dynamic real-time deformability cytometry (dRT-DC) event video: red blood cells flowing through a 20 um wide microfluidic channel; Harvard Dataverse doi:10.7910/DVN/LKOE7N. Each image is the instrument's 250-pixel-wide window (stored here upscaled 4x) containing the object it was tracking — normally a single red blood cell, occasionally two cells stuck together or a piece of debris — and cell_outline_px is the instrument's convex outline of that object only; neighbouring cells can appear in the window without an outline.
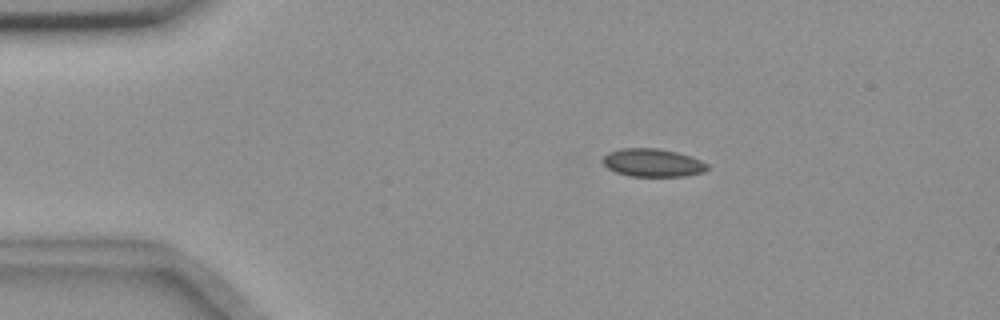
{"species": "common noctule bat (a hibernating species)", "species_latin": "Nyctalus noctula", "temperature_condition": "room temperature", "stored_images_in_passage": 55, "camera_frame_rate_fps": 3000, "um_per_image_px": 0.085, "animal": {"sex": "female", "body_mass_g": 18.4}, "frame": {"image": 1, "passage_image": 10, "time_ms": 3.0, "image_size_px": [1000, 320], "cell_outline_px": [[708, 168], [704, 172], [684, 176], [628, 176], [616, 172], [608, 168], [600, 160], [608, 152], [620, 148], [656, 148], [676, 152], [700, 160], [708, 164]], "centroid_in_image_um": [55.44, 13.83], "position_along_channel_um": 29.6, "area_um2": 17.05}}
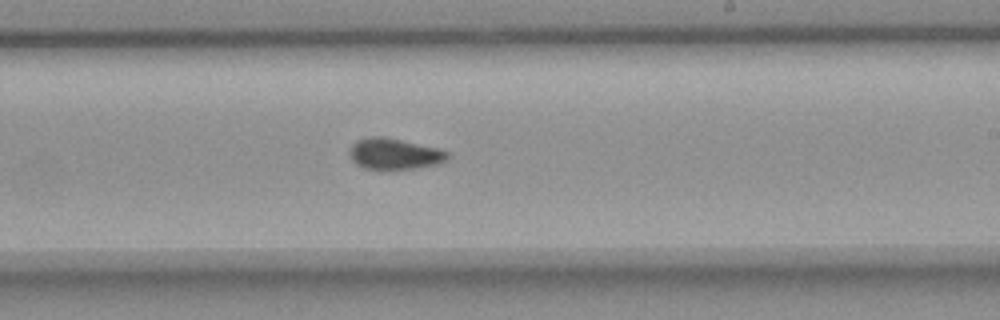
{"frame": {"image": 2, "passage_image": 33, "time_ms": 10.667, "image_size_px": [1000, 320], "cell_outline_px": [[448, 160], [436, 164], [416, 168], [388, 172], [364, 168], [356, 164], [352, 160], [348, 152], [352, 144], [356, 140], [372, 136], [384, 136], [440, 148], [448, 152]], "centroid_in_image_um": [33.5, 13.11], "position_along_channel_um": 255.5, "area_um2": 18.44}}
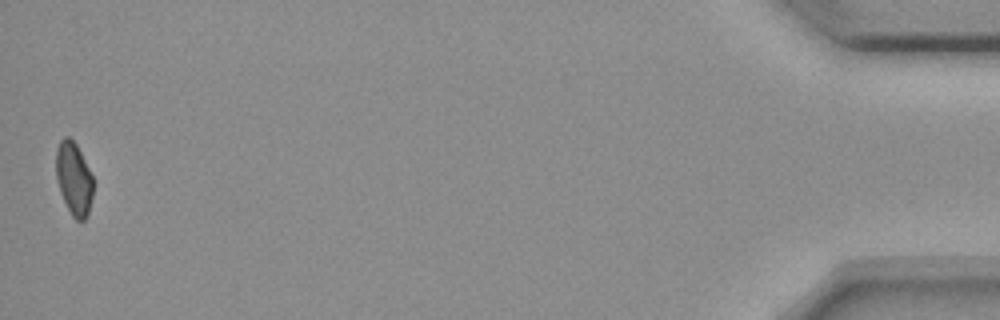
{"frame": {"image": 3, "passage_image": 55, "time_ms": 18.0, "image_size_px": [1000, 320], "cell_outline_px": [[92, 196], [88, 212], [84, 220], [76, 220], [72, 216], [60, 192], [56, 176], [56, 148], [60, 140], [64, 136], [68, 136], [76, 144], [92, 176]], "centroid_in_image_um": [6.25, 15.17], "position_along_channel_um": 428.9, "area_um2": 15.49}, "authors_computed_cell_mechanics": {"area_um2": 17.1666, "velocity_mm_per_s": 3.6377, "shape_relaxation_time_tau1_ms": null, "shape_relaxation_time_tau2_ms": 1.7343, "deformation_change_tau1": null, "deformation_change_tau2": 0.0585}}